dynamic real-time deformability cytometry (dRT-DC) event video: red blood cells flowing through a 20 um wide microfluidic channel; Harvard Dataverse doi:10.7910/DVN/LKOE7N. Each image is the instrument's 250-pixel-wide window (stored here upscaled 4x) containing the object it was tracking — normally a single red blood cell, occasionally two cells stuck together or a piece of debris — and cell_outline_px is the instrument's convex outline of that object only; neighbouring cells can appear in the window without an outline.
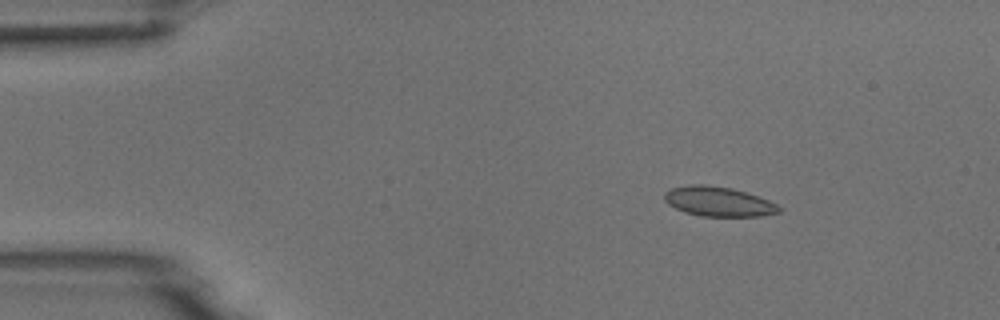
{"species": "common noctule bat (a hibernating species)", "species_latin": "Nyctalus noctula", "temperature_condition": "room temperature", "stored_images_in_passage": 4, "camera_frame_rate_fps": 3000, "um_per_image_px": 0.085, "animal": {"sex": "male", "body_mass_g": 18.8}, "frame": {"image": 1, "passage_image": 2, "time_ms": 1.333, "image_size_px": [1000, 320], "cell_outline_px": [[784, 208], [780, 212], [760, 216], [700, 216], [684, 212], [668, 204], [664, 200], [664, 192], [672, 188], [688, 184], [704, 184], [732, 188], [768, 200]], "centroid_in_image_um": [61.05, 17.13], "position_along_channel_um": 24.0, "area_um2": 19.83}}